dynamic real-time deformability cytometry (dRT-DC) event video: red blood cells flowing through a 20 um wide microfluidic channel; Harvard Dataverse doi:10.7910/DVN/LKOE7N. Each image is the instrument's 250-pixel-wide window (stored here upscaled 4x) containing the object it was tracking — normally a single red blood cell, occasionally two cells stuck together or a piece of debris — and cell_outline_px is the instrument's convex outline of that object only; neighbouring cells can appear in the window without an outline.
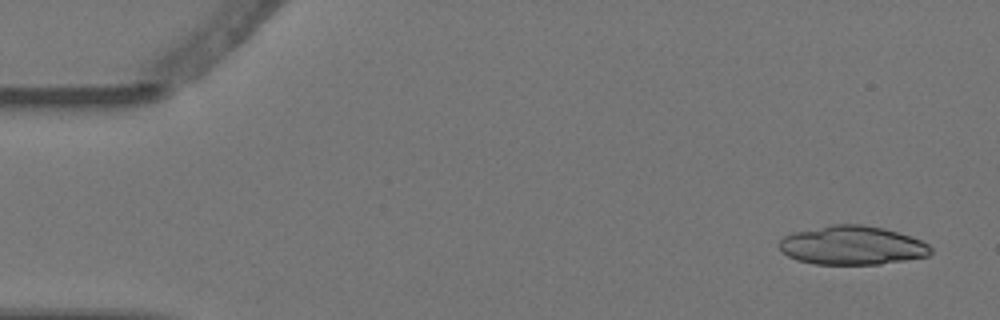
{"species": "Egyptian fruit bat (a non-hibernating species)", "species_latin": "Rousettus aegyptiacus", "temperature_condition": "warm", "stored_images_in_passage": 5, "camera_frame_rate_fps": 3000, "um_per_image_px": 0.085, "animal": {"sex": "female"}, "frame": {"image": 1, "passage_image": 1, "time_ms": 0.0, "image_size_px": [1000, 320], "cell_outline_px": [[932, 252], [928, 256], [880, 264], [816, 264], [796, 260], [780, 252], [780, 240], [784, 236], [792, 232], [832, 224], [860, 224], [884, 228], [920, 240], [928, 244], [932, 248]], "centroid_in_image_um": [72.4, 20.86], "position_along_channel_um": 12.6, "area_um2": 34.28}}